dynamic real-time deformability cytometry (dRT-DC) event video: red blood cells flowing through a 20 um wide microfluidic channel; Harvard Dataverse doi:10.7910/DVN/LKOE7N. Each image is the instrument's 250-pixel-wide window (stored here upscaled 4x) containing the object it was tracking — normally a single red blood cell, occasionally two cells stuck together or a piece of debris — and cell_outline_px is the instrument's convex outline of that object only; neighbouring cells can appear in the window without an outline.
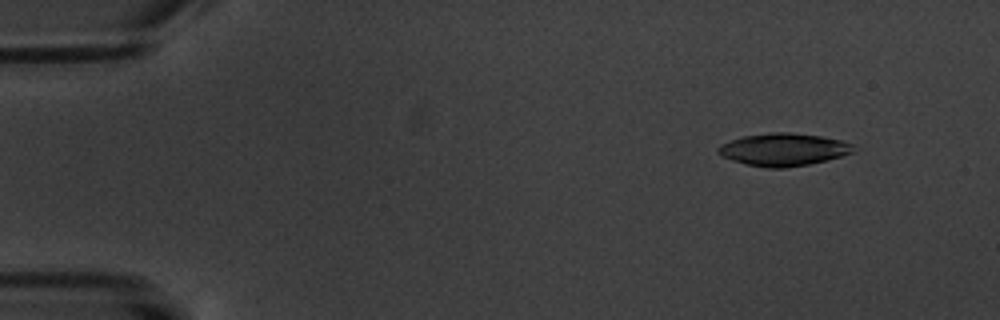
{"species": "common noctule bat (a hibernating species)", "species_latin": "Nyctalus noctula", "temperature_condition": "warm", "stored_images_in_passage": 9, "camera_frame_rate_fps": 3000, "um_per_image_px": 0.085, "animal": {"sex": "male", "body_mass_g": 20.1, "forearm_length_mm": 53.5}, "frame": {"image": 1, "passage_image": 2, "time_ms": 1.0, "image_size_px": [1000, 320], "cell_outline_px": [[860, 148], [852, 152], [840, 156], [808, 164], [784, 168], [768, 168], [744, 164], [720, 156], [716, 152], [716, 148], [720, 144], [744, 136], [772, 132], [788, 132], [820, 136], [844, 140]], "centroid_in_image_um": [66.58, 12.71], "position_along_channel_um": 18.4, "area_um2": 25.78}}